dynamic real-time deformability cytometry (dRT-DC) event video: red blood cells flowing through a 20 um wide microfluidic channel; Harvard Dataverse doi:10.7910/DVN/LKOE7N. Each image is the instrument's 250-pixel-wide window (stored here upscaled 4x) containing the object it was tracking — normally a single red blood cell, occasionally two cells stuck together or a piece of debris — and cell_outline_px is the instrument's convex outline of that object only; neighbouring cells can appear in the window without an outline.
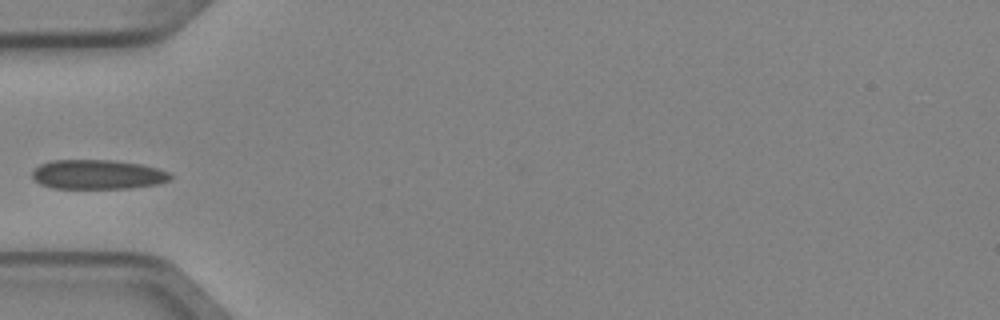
{"species": "Egyptian fruit bat (a non-hibernating species)", "species_latin": "Rousettus aegyptiacus", "temperature_condition": "cold", "stored_images_in_passage": 4, "camera_frame_rate_fps": 3000, "um_per_image_px": 0.085, "animal": {"sex": "female"}, "frame": {"image": 1, "passage_image": 3, "time_ms": 0.667, "image_size_px": [1000, 320], "cell_outline_px": [[172, 180], [156, 184], [132, 188], [52, 188], [40, 184], [32, 176], [32, 172], [40, 164], [52, 160], [112, 160], [140, 164], [156, 168], [168, 172], [172, 176]], "centroid_in_image_um": [8.3, 14.83], "position_along_channel_um": 76.7, "area_um2": 23.64}}
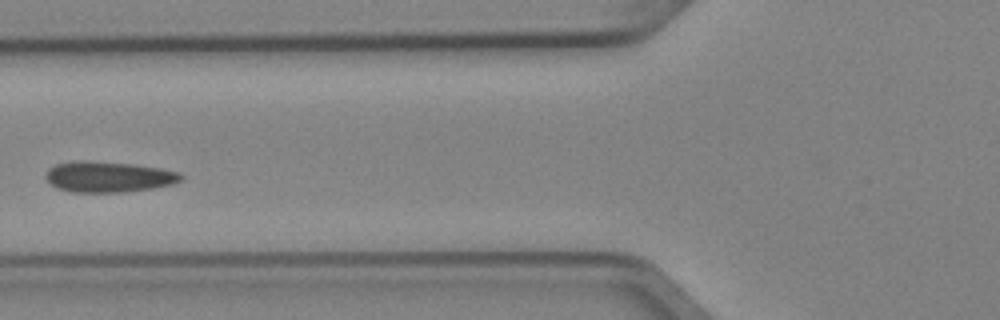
{"frame": {"image": 2, "passage_image": 4, "time_ms": 1.0, "image_size_px": [1000, 320], "cell_outline_px": [[184, 176], [180, 180], [172, 184], [152, 188], [124, 192], [72, 192], [56, 188], [44, 176], [48, 168], [56, 164], [84, 160], [132, 164], [160, 168], [180, 172]], "centroid_in_image_um": [9.21, 15.03], "position_along_channel_um": 116.6, "area_um2": 24.16}}